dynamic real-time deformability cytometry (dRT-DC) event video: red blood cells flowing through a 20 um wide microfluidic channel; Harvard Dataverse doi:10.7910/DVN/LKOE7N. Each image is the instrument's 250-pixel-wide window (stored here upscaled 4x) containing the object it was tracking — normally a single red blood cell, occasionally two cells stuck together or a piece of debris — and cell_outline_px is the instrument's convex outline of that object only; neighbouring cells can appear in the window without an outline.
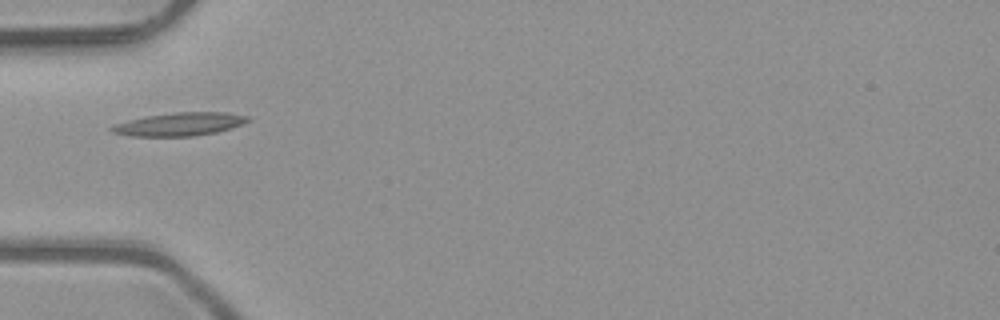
{"species": "common noctule bat (a hibernating species)", "species_latin": "Nyctalus noctula", "temperature_condition": "room temperature", "stored_images_in_passage": 1, "camera_frame_rate_fps": 3000, "um_per_image_px": 0.085, "animal": {"sex": "male", "body_mass_g": 23.1, "forearm_length_mm": 52.7}, "frame": {"image": 1, "passage_image": 1, "time_ms": 0.0, "image_size_px": [1000, 320], "cell_outline_px": [[252, 120], [216, 132], [192, 136], [132, 136], [112, 132], [108, 128], [116, 124], [128, 120], [144, 116], [176, 112], [228, 112], [248, 116]], "centroid_in_image_um": [15.25, 10.54], "position_along_channel_um": 69.8, "area_um2": 18.26}}